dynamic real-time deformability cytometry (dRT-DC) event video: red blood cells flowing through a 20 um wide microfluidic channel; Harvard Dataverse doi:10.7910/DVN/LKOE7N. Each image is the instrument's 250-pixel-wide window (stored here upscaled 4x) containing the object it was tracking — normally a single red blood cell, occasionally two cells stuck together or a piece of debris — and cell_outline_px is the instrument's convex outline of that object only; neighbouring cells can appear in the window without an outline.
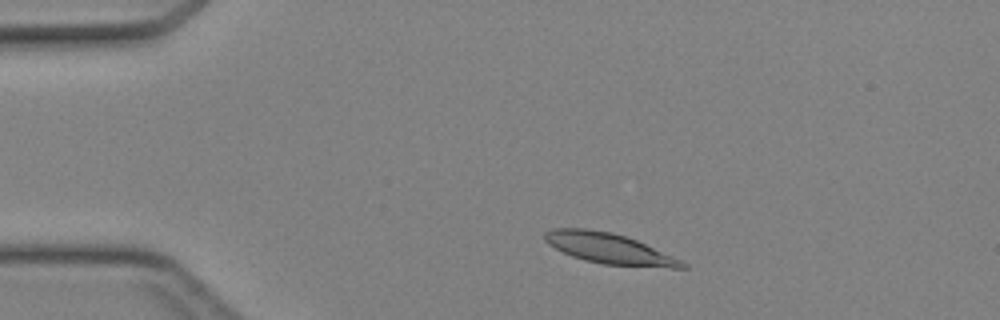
{"species": "Egyptian fruit bat (a non-hibernating species)", "species_latin": "Rousettus aegyptiacus", "temperature_condition": "cold", "stored_images_in_passage": 42, "camera_frame_rate_fps": 3000, "um_per_image_px": 0.085, "animal": {"sex": "female"}, "frame": {"image": 1, "passage_image": 5, "time_ms": 1.333, "image_size_px": [1000, 320], "cell_outline_px": [[688, 268], [672, 268], [604, 264], [584, 260], [572, 256], [548, 244], [544, 240], [544, 232], [552, 228], [588, 228], [612, 232], [636, 240], [680, 260], [688, 264]], "centroid_in_image_um": [51.73, 21.11], "position_along_channel_um": 33.3, "area_um2": 24.22}}
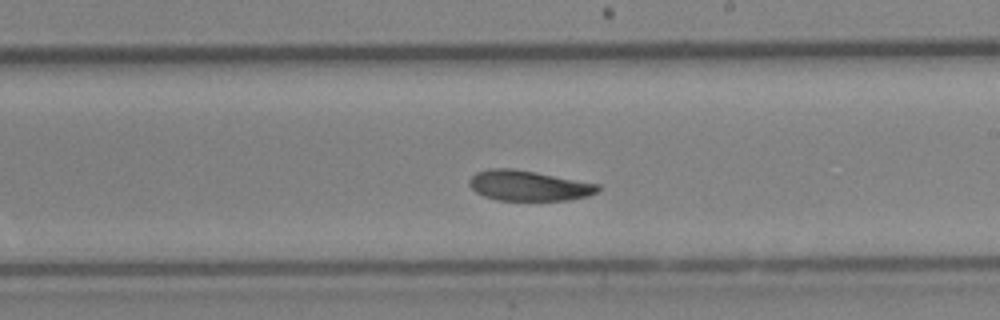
{"frame": {"image": 2, "passage_image": 23, "time_ms": 7.333, "image_size_px": [1000, 320], "cell_outline_px": [[600, 188], [596, 192], [588, 196], [568, 200], [496, 200], [484, 196], [476, 192], [468, 184], [468, 180], [476, 172], [488, 168], [512, 168], [536, 172], [600, 184]], "centroid_in_image_um": [44.91, 15.77], "position_along_channel_um": 244.1, "area_um2": 22.77}}
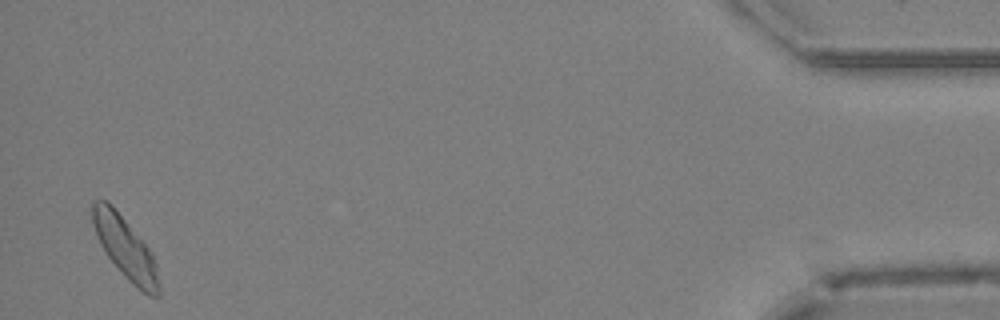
{"frame": {"image": 3, "passage_image": 41, "time_ms": 13.333, "image_size_px": [1000, 320], "cell_outline_px": [[160, 296], [148, 296], [136, 288], [128, 280], [108, 256], [100, 244], [92, 224], [92, 200], [104, 200], [112, 204], [152, 252], [156, 264], [160, 284]], "centroid_in_image_um": [10.67, 21.09], "position_along_channel_um": 424.5, "area_um2": 23.81}}